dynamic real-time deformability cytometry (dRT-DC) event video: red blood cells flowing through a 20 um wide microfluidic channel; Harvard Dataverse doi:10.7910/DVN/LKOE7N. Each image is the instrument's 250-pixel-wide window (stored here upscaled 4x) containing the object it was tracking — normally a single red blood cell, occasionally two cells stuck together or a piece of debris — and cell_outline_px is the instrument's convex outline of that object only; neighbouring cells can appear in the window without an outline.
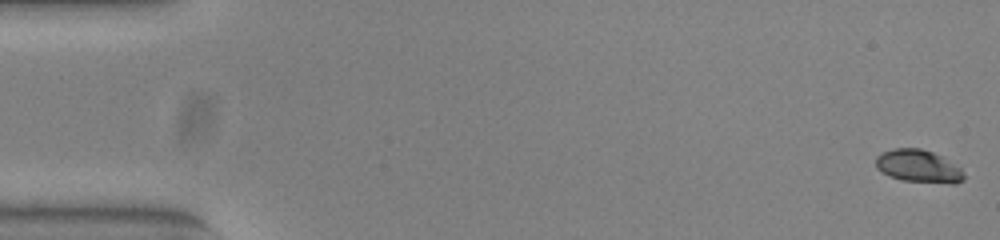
{"species": "common noctule bat (a hibernating species)", "species_latin": "Nyctalus noctula", "temperature_condition": "warm", "stored_images_in_passage": 53, "camera_frame_rate_fps": 3000, "um_per_image_px": 0.085, "animal": {"sex": "female", "body_mass_g": 23.0, "forearm_length_mm": 53.4}, "frame": {"image": 1, "passage_image": 1, "time_ms": 0.0, "image_size_px": [1000, 240], "cell_outline_px": [[964, 180], [956, 184], [948, 184], [904, 180], [888, 176], [876, 168], [876, 156], [892, 148], [920, 148], [932, 152], [940, 156], [960, 168], [964, 172]], "centroid_in_image_um": [78.07, 14.14], "position_along_channel_um": 6.9, "area_um2": 16.76}}
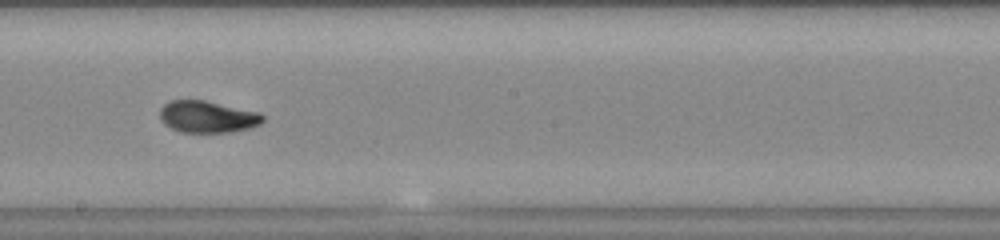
{"frame": {"image": 2, "passage_image": 30, "time_ms": 9.667, "image_size_px": [1000, 240], "cell_outline_px": [[264, 120], [260, 124], [248, 128], [228, 132], [180, 132], [164, 124], [160, 120], [160, 108], [168, 100], [204, 100], [260, 112], [264, 116]], "centroid_in_image_um": [17.62, 9.92], "position_along_channel_um": 230.6, "area_um2": 19.13}}
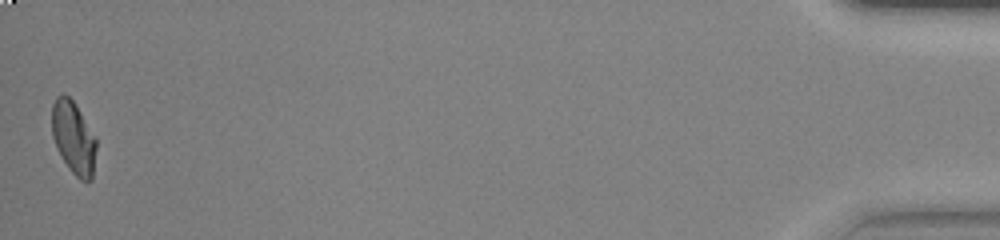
{"frame": {"image": 3, "passage_image": 53, "time_ms": 17.333, "image_size_px": [1000, 240], "cell_outline_px": [[96, 148], [92, 180], [80, 180], [68, 168], [56, 148], [52, 136], [52, 104], [56, 96], [68, 96], [72, 100], [96, 136]], "centroid_in_image_um": [6.25, 11.72], "position_along_channel_um": 429.0, "area_um2": 18.73}, "authors_computed_cell_mechanics": {"area_um2": 18.6694, "velocity_mm_per_s": 3.8631, "shape_relaxation_time_tau1_ms": 6.6016, "shape_relaxation_time_tau2_ms": 0.9517, "deformation_change_tau1": 0.1958, "deformation_change_tau2": 0.0461}}